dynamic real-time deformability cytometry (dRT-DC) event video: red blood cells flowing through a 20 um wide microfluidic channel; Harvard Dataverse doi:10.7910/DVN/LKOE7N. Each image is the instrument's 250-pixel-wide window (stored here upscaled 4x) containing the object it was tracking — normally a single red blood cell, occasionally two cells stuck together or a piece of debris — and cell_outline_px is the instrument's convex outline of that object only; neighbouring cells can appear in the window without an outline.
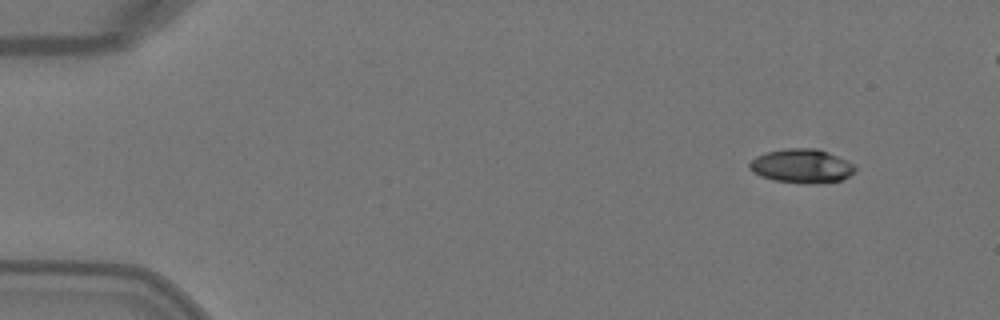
{"species": "Egyptian fruit bat (a non-hibernating species)", "species_latin": "Rousettus aegyptiacus", "temperature_condition": "warm", "stored_images_in_passage": 5, "camera_frame_rate_fps": 3000, "um_per_image_px": 0.085, "animal": {"sex": "female"}, "frame": {"image": 1, "passage_image": 1, "time_ms": 0.0, "image_size_px": [1000, 320], "cell_outline_px": [[856, 172], [840, 180], [812, 184], [772, 180], [760, 176], [752, 172], [748, 168], [748, 164], [756, 156], [768, 152], [788, 148], [816, 148], [828, 152], [848, 160], [856, 168]], "centroid_in_image_um": [68.13, 14.11], "position_along_channel_um": 16.9, "area_um2": 20.92}}